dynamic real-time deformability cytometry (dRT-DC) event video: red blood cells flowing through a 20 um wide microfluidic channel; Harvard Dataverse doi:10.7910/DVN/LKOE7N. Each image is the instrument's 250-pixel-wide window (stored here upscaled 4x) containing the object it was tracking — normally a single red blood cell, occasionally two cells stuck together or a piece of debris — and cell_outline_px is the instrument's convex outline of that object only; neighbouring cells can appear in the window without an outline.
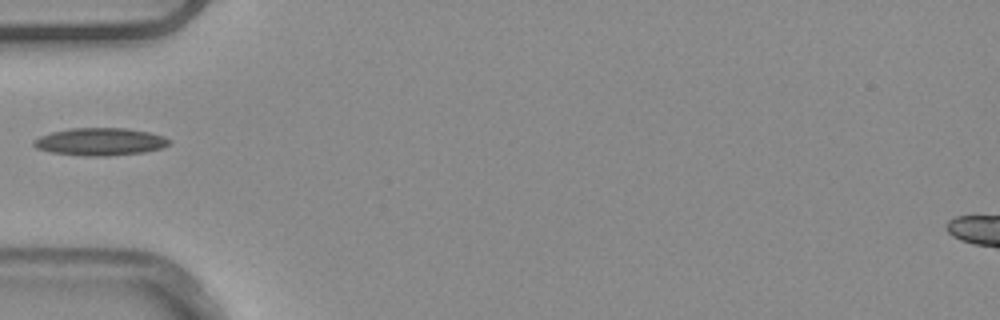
{"species": "common noctule bat (a hibernating species)", "species_latin": "Nyctalus noctula", "temperature_condition": "warm", "stored_images_in_passage": 4, "camera_frame_rate_fps": 3000, "um_per_image_px": 0.085, "animal": {"sex": "male", "body_mass_g": 20.4}, "frame": {"image": 1, "passage_image": 1, "time_ms": 0.0, "image_size_px": [1000, 320], "cell_outline_px": [[172, 144], [160, 148], [144, 152], [108, 156], [84, 156], [52, 152], [36, 148], [32, 144], [32, 140], [40, 136], [52, 132], [72, 128], [128, 128], [148, 132], [164, 136], [172, 140]], "centroid_in_image_um": [8.53, 12.04], "position_along_channel_um": 76.5, "area_um2": 21.85}}